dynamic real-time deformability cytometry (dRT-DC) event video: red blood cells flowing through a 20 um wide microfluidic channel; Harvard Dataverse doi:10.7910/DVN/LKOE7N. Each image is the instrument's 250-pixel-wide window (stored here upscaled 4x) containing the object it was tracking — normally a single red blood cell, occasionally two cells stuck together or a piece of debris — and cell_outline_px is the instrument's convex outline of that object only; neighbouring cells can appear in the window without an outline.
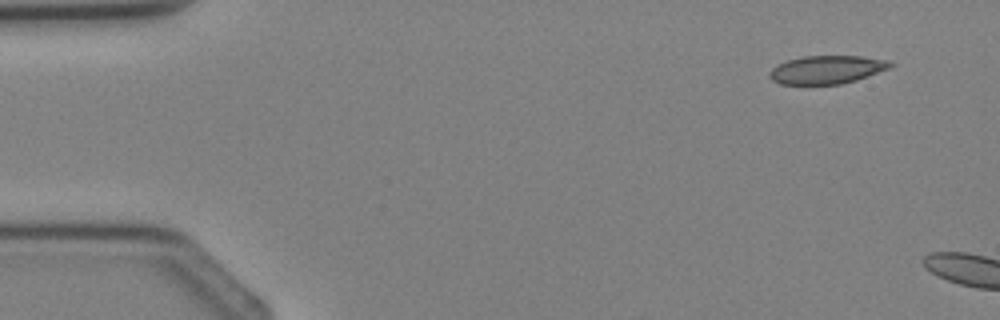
{"species": "Egyptian fruit bat (a non-hibernating species)", "species_latin": "Rousettus aegyptiacus", "temperature_condition": "cold", "stored_images_in_passage": 2, "camera_frame_rate_fps": 3000, "um_per_image_px": 0.085, "animal": {"sex": "female"}, "frame": {"image": 1, "passage_image": 1, "time_ms": 0.0, "image_size_px": [1000, 320], "cell_outline_px": [[896, 64], [888, 68], [856, 80], [840, 84], [780, 84], [772, 80], [768, 76], [768, 72], [772, 68], [788, 60], [804, 56], [860, 56], [888, 60]], "centroid_in_image_um": [70.26, 5.92], "position_along_channel_um": 14.7, "area_um2": 19.71}}